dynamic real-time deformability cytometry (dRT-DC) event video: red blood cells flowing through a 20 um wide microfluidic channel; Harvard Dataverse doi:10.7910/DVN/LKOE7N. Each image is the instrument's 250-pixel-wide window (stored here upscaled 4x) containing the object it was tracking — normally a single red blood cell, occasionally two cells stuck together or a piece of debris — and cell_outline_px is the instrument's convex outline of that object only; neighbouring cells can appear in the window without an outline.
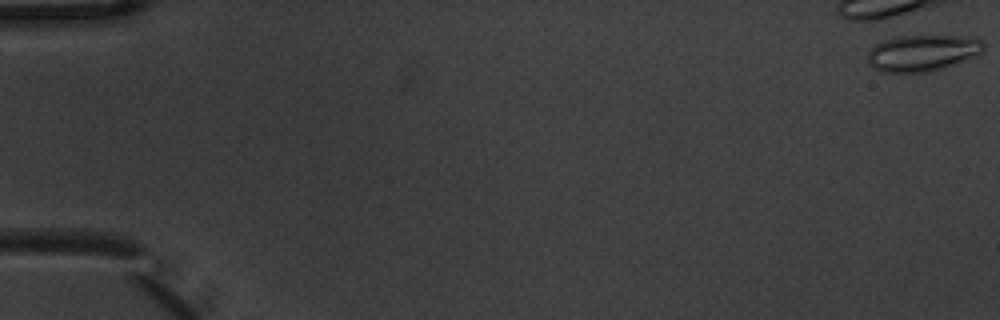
{"species": "common noctule bat (a hibernating species)", "species_latin": "Nyctalus noctula", "temperature_condition": "warm", "stored_images_in_passage": 2, "camera_frame_rate_fps": 3000, "um_per_image_px": 0.085, "animal": {"sex": "male", "body_mass_g": 20.1, "forearm_length_mm": 53.5}, "frame": {"image": 1, "passage_image": 1, "time_ms": 0.0, "image_size_px": [1000, 320], "cell_outline_px": [[984, 48], [976, 56], [944, 68], [928, 72], [880, 72], [872, 68], [868, 64], [868, 52], [876, 44], [884, 40], [900, 36], [964, 36], [980, 40], [984, 44]], "centroid_in_image_um": [78.38, 4.51], "position_along_channel_um": 6.6, "area_um2": 24.51}}